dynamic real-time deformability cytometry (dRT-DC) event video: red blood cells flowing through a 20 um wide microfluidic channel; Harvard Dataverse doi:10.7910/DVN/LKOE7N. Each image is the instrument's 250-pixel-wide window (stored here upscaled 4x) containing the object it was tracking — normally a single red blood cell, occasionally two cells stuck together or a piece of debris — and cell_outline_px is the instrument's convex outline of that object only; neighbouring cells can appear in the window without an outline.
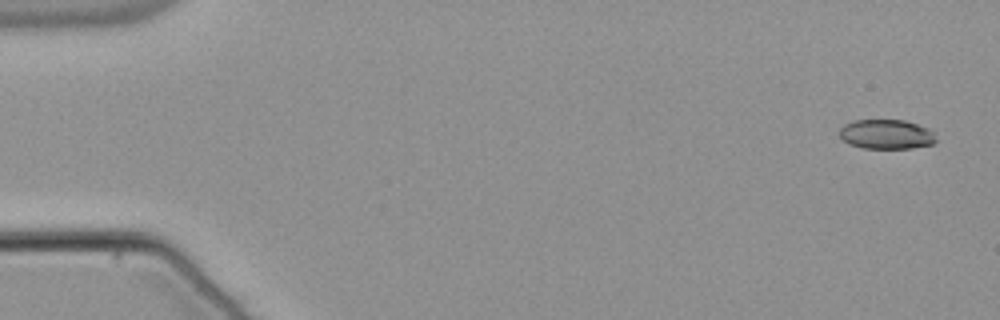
{"species": "common noctule bat (a hibernating species)", "species_latin": "Nyctalus noctula", "temperature_condition": "warm", "stored_images_in_passage": 53, "camera_frame_rate_fps": 3000, "um_per_image_px": 0.085, "animal": {"sex": "male", "body_mass_g": 21.5, "forearm_length_mm": 52.0}, "frame": {"image": 1, "passage_image": 1, "time_ms": 0.0, "image_size_px": [1000, 320], "cell_outline_px": [[936, 140], [932, 144], [912, 148], [860, 148], [848, 144], [840, 136], [840, 128], [844, 124], [856, 120], [904, 120], [928, 128], [936, 132]], "centroid_in_image_um": [75.35, 11.41], "position_along_channel_um": 9.6, "area_um2": 16.7}}
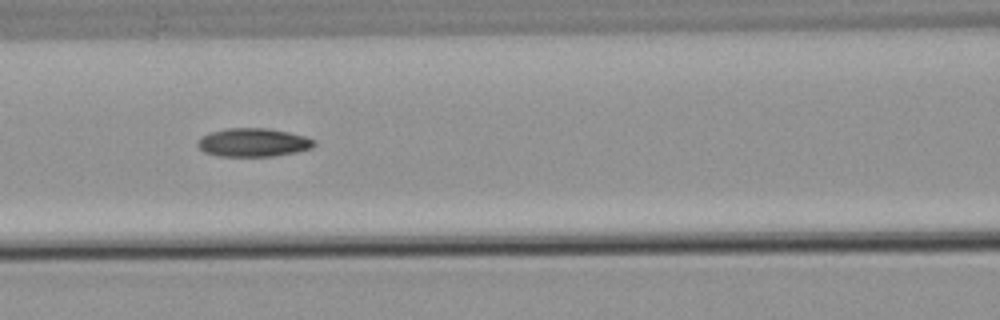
{"frame": {"image": 2, "passage_image": 23, "time_ms": 7.333, "image_size_px": [1000, 320], "cell_outline_px": [[316, 144], [312, 148], [296, 152], [272, 156], [216, 156], [204, 152], [196, 144], [200, 136], [212, 132], [228, 128], [268, 128], [288, 132], [304, 136], [316, 140]], "centroid_in_image_um": [21.52, 12.11], "position_along_channel_um": 145.1, "area_um2": 19.36}}
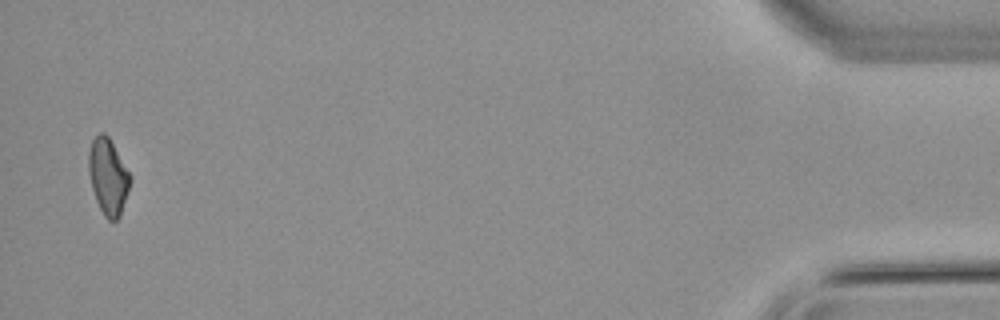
{"frame": {"image": 3, "passage_image": 52, "time_ms": 17.0, "image_size_px": [1000, 320], "cell_outline_px": [[132, 176], [120, 216], [116, 220], [108, 220], [104, 216], [96, 200], [92, 188], [88, 172], [88, 152], [92, 140], [100, 132], [104, 132], [108, 136]], "centroid_in_image_um": [9.18, 14.99], "position_along_channel_um": 426.0, "area_um2": 18.32}}